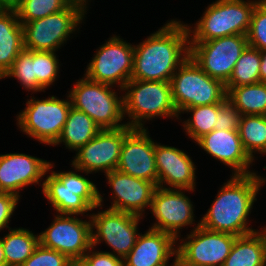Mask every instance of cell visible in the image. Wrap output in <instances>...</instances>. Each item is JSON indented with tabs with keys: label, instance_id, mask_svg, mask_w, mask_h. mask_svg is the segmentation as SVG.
<instances>
[{
	"label": "cell",
	"instance_id": "cell-1",
	"mask_svg": "<svg viewBox=\"0 0 266 266\" xmlns=\"http://www.w3.org/2000/svg\"><path fill=\"white\" fill-rule=\"evenodd\" d=\"M190 56L186 23L166 21L156 32L134 45L131 79L170 82L175 71Z\"/></svg>",
	"mask_w": 266,
	"mask_h": 266
},
{
	"label": "cell",
	"instance_id": "cell-2",
	"mask_svg": "<svg viewBox=\"0 0 266 266\" xmlns=\"http://www.w3.org/2000/svg\"><path fill=\"white\" fill-rule=\"evenodd\" d=\"M221 186L210 208L200 219V226L236 236L258 231L249 223V216L260 191L255 173L230 175V179L227 178Z\"/></svg>",
	"mask_w": 266,
	"mask_h": 266
},
{
	"label": "cell",
	"instance_id": "cell-3",
	"mask_svg": "<svg viewBox=\"0 0 266 266\" xmlns=\"http://www.w3.org/2000/svg\"><path fill=\"white\" fill-rule=\"evenodd\" d=\"M55 166L50 162L41 190L47 204L58 214L90 216L92 209L99 205V189L92 179L85 177L90 173L71 164L70 171H54Z\"/></svg>",
	"mask_w": 266,
	"mask_h": 266
},
{
	"label": "cell",
	"instance_id": "cell-4",
	"mask_svg": "<svg viewBox=\"0 0 266 266\" xmlns=\"http://www.w3.org/2000/svg\"><path fill=\"white\" fill-rule=\"evenodd\" d=\"M122 92L127 126L145 129V122L162 117L179 121L170 82L130 79Z\"/></svg>",
	"mask_w": 266,
	"mask_h": 266
},
{
	"label": "cell",
	"instance_id": "cell-5",
	"mask_svg": "<svg viewBox=\"0 0 266 266\" xmlns=\"http://www.w3.org/2000/svg\"><path fill=\"white\" fill-rule=\"evenodd\" d=\"M259 1H213L194 25L186 24L189 41H209L232 35H247L253 10Z\"/></svg>",
	"mask_w": 266,
	"mask_h": 266
},
{
	"label": "cell",
	"instance_id": "cell-6",
	"mask_svg": "<svg viewBox=\"0 0 266 266\" xmlns=\"http://www.w3.org/2000/svg\"><path fill=\"white\" fill-rule=\"evenodd\" d=\"M76 81L67 91L72 107L86 113L101 129L127 126L121 89L91 81L84 75Z\"/></svg>",
	"mask_w": 266,
	"mask_h": 266
},
{
	"label": "cell",
	"instance_id": "cell-7",
	"mask_svg": "<svg viewBox=\"0 0 266 266\" xmlns=\"http://www.w3.org/2000/svg\"><path fill=\"white\" fill-rule=\"evenodd\" d=\"M65 97L59 99L49 95L45 99L27 98L24 110L16 114L18 129L40 144L53 146L62 133L72 106L67 93Z\"/></svg>",
	"mask_w": 266,
	"mask_h": 266
},
{
	"label": "cell",
	"instance_id": "cell-8",
	"mask_svg": "<svg viewBox=\"0 0 266 266\" xmlns=\"http://www.w3.org/2000/svg\"><path fill=\"white\" fill-rule=\"evenodd\" d=\"M170 85L179 116L187 108L220 104L227 97L225 84L205 73L191 56L175 71Z\"/></svg>",
	"mask_w": 266,
	"mask_h": 266
},
{
	"label": "cell",
	"instance_id": "cell-9",
	"mask_svg": "<svg viewBox=\"0 0 266 266\" xmlns=\"http://www.w3.org/2000/svg\"><path fill=\"white\" fill-rule=\"evenodd\" d=\"M104 195L99 191V205L93 208L90 214L92 246L98 248L97 246L104 242L112 249L111 252H105L124 258L135 246L140 234L138 226L146 217L108 207L103 210ZM94 209H98V212Z\"/></svg>",
	"mask_w": 266,
	"mask_h": 266
},
{
	"label": "cell",
	"instance_id": "cell-10",
	"mask_svg": "<svg viewBox=\"0 0 266 266\" xmlns=\"http://www.w3.org/2000/svg\"><path fill=\"white\" fill-rule=\"evenodd\" d=\"M85 17L76 9H66L44 18L21 23L23 28V45L25 50L60 51L61 47L72 37L80 33Z\"/></svg>",
	"mask_w": 266,
	"mask_h": 266
},
{
	"label": "cell",
	"instance_id": "cell-11",
	"mask_svg": "<svg viewBox=\"0 0 266 266\" xmlns=\"http://www.w3.org/2000/svg\"><path fill=\"white\" fill-rule=\"evenodd\" d=\"M104 42L95 50L83 75L91 81L122 90L132 76L134 43L131 44L116 34Z\"/></svg>",
	"mask_w": 266,
	"mask_h": 266
},
{
	"label": "cell",
	"instance_id": "cell-12",
	"mask_svg": "<svg viewBox=\"0 0 266 266\" xmlns=\"http://www.w3.org/2000/svg\"><path fill=\"white\" fill-rule=\"evenodd\" d=\"M185 191L186 193L194 192V190L169 189L157 186L150 207V213L155 222L150 225V229L165 232L178 240L183 236L181 235L183 228L188 229V227L193 226L192 230H194L200 226V220H195V205H193L190 196L185 194Z\"/></svg>",
	"mask_w": 266,
	"mask_h": 266
},
{
	"label": "cell",
	"instance_id": "cell-13",
	"mask_svg": "<svg viewBox=\"0 0 266 266\" xmlns=\"http://www.w3.org/2000/svg\"><path fill=\"white\" fill-rule=\"evenodd\" d=\"M236 237L199 226L177 240V262L182 266H222Z\"/></svg>",
	"mask_w": 266,
	"mask_h": 266
},
{
	"label": "cell",
	"instance_id": "cell-14",
	"mask_svg": "<svg viewBox=\"0 0 266 266\" xmlns=\"http://www.w3.org/2000/svg\"><path fill=\"white\" fill-rule=\"evenodd\" d=\"M190 56L210 77L226 84L237 60L248 46L247 35H232L209 41H189Z\"/></svg>",
	"mask_w": 266,
	"mask_h": 266
},
{
	"label": "cell",
	"instance_id": "cell-15",
	"mask_svg": "<svg viewBox=\"0 0 266 266\" xmlns=\"http://www.w3.org/2000/svg\"><path fill=\"white\" fill-rule=\"evenodd\" d=\"M55 213L52 223L39 233V244L56 250L70 260L82 259L92 247L91 219Z\"/></svg>",
	"mask_w": 266,
	"mask_h": 266
},
{
	"label": "cell",
	"instance_id": "cell-16",
	"mask_svg": "<svg viewBox=\"0 0 266 266\" xmlns=\"http://www.w3.org/2000/svg\"><path fill=\"white\" fill-rule=\"evenodd\" d=\"M132 129L130 126L102 129L75 151L71 165L90 174L101 172L105 175L116 170L124 138Z\"/></svg>",
	"mask_w": 266,
	"mask_h": 266
},
{
	"label": "cell",
	"instance_id": "cell-17",
	"mask_svg": "<svg viewBox=\"0 0 266 266\" xmlns=\"http://www.w3.org/2000/svg\"><path fill=\"white\" fill-rule=\"evenodd\" d=\"M105 177L111 187L109 209L144 217L146 210H150L157 185L119 170L108 172Z\"/></svg>",
	"mask_w": 266,
	"mask_h": 266
},
{
	"label": "cell",
	"instance_id": "cell-18",
	"mask_svg": "<svg viewBox=\"0 0 266 266\" xmlns=\"http://www.w3.org/2000/svg\"><path fill=\"white\" fill-rule=\"evenodd\" d=\"M49 165V161L25 153L0 154V192L21 198L20 191L29 185L42 188Z\"/></svg>",
	"mask_w": 266,
	"mask_h": 266
},
{
	"label": "cell",
	"instance_id": "cell-19",
	"mask_svg": "<svg viewBox=\"0 0 266 266\" xmlns=\"http://www.w3.org/2000/svg\"><path fill=\"white\" fill-rule=\"evenodd\" d=\"M148 130V128H133L125 136L116 170L157 185L156 141L150 137Z\"/></svg>",
	"mask_w": 266,
	"mask_h": 266
},
{
	"label": "cell",
	"instance_id": "cell-20",
	"mask_svg": "<svg viewBox=\"0 0 266 266\" xmlns=\"http://www.w3.org/2000/svg\"><path fill=\"white\" fill-rule=\"evenodd\" d=\"M155 164L158 172L157 186L195 191L197 166L184 150L156 141Z\"/></svg>",
	"mask_w": 266,
	"mask_h": 266
},
{
	"label": "cell",
	"instance_id": "cell-21",
	"mask_svg": "<svg viewBox=\"0 0 266 266\" xmlns=\"http://www.w3.org/2000/svg\"><path fill=\"white\" fill-rule=\"evenodd\" d=\"M196 144L211 158L232 169L230 175H250L255 172L252 168L255 161L245 151L238 130L214 129Z\"/></svg>",
	"mask_w": 266,
	"mask_h": 266
},
{
	"label": "cell",
	"instance_id": "cell-22",
	"mask_svg": "<svg viewBox=\"0 0 266 266\" xmlns=\"http://www.w3.org/2000/svg\"><path fill=\"white\" fill-rule=\"evenodd\" d=\"M170 258H174L169 264ZM177 261V240L165 232L147 229L123 258L124 266H173Z\"/></svg>",
	"mask_w": 266,
	"mask_h": 266
},
{
	"label": "cell",
	"instance_id": "cell-23",
	"mask_svg": "<svg viewBox=\"0 0 266 266\" xmlns=\"http://www.w3.org/2000/svg\"><path fill=\"white\" fill-rule=\"evenodd\" d=\"M24 49L23 28L13 7L0 8V77Z\"/></svg>",
	"mask_w": 266,
	"mask_h": 266
},
{
	"label": "cell",
	"instance_id": "cell-24",
	"mask_svg": "<svg viewBox=\"0 0 266 266\" xmlns=\"http://www.w3.org/2000/svg\"><path fill=\"white\" fill-rule=\"evenodd\" d=\"M102 129L86 113L71 106L62 133L52 146L61 144L69 151H77L81 146L93 139Z\"/></svg>",
	"mask_w": 266,
	"mask_h": 266
},
{
	"label": "cell",
	"instance_id": "cell-25",
	"mask_svg": "<svg viewBox=\"0 0 266 266\" xmlns=\"http://www.w3.org/2000/svg\"><path fill=\"white\" fill-rule=\"evenodd\" d=\"M222 266H266V238L262 231L237 236Z\"/></svg>",
	"mask_w": 266,
	"mask_h": 266
},
{
	"label": "cell",
	"instance_id": "cell-26",
	"mask_svg": "<svg viewBox=\"0 0 266 266\" xmlns=\"http://www.w3.org/2000/svg\"><path fill=\"white\" fill-rule=\"evenodd\" d=\"M5 231L7 234L1 238L6 265L21 266L39 245V235L23 227H11Z\"/></svg>",
	"mask_w": 266,
	"mask_h": 266
},
{
	"label": "cell",
	"instance_id": "cell-27",
	"mask_svg": "<svg viewBox=\"0 0 266 266\" xmlns=\"http://www.w3.org/2000/svg\"><path fill=\"white\" fill-rule=\"evenodd\" d=\"M227 99L243 115H266V83L225 88Z\"/></svg>",
	"mask_w": 266,
	"mask_h": 266
},
{
	"label": "cell",
	"instance_id": "cell-28",
	"mask_svg": "<svg viewBox=\"0 0 266 266\" xmlns=\"http://www.w3.org/2000/svg\"><path fill=\"white\" fill-rule=\"evenodd\" d=\"M238 132L245 151L254 161L257 154L266 155V115L241 116Z\"/></svg>",
	"mask_w": 266,
	"mask_h": 266
},
{
	"label": "cell",
	"instance_id": "cell-29",
	"mask_svg": "<svg viewBox=\"0 0 266 266\" xmlns=\"http://www.w3.org/2000/svg\"><path fill=\"white\" fill-rule=\"evenodd\" d=\"M190 114L188 119H184L182 122V114ZM217 117V104L196 106L185 109L179 116L185 131V135L188 136L192 142L196 143L201 137L212 132L214 130Z\"/></svg>",
	"mask_w": 266,
	"mask_h": 266
},
{
	"label": "cell",
	"instance_id": "cell-30",
	"mask_svg": "<svg viewBox=\"0 0 266 266\" xmlns=\"http://www.w3.org/2000/svg\"><path fill=\"white\" fill-rule=\"evenodd\" d=\"M260 50L247 46L237 60L225 88H233L260 82Z\"/></svg>",
	"mask_w": 266,
	"mask_h": 266
},
{
	"label": "cell",
	"instance_id": "cell-31",
	"mask_svg": "<svg viewBox=\"0 0 266 266\" xmlns=\"http://www.w3.org/2000/svg\"><path fill=\"white\" fill-rule=\"evenodd\" d=\"M56 52L33 51V63L38 81V92H46L59 78L61 62Z\"/></svg>",
	"mask_w": 266,
	"mask_h": 266
},
{
	"label": "cell",
	"instance_id": "cell-32",
	"mask_svg": "<svg viewBox=\"0 0 266 266\" xmlns=\"http://www.w3.org/2000/svg\"><path fill=\"white\" fill-rule=\"evenodd\" d=\"M20 23L44 18L67 8L64 0H18L13 6Z\"/></svg>",
	"mask_w": 266,
	"mask_h": 266
},
{
	"label": "cell",
	"instance_id": "cell-33",
	"mask_svg": "<svg viewBox=\"0 0 266 266\" xmlns=\"http://www.w3.org/2000/svg\"><path fill=\"white\" fill-rule=\"evenodd\" d=\"M6 78L16 79L21 87L24 88L23 90L28 91V93H38V81L33 63V50L23 49L19 53L11 68L2 77V80Z\"/></svg>",
	"mask_w": 266,
	"mask_h": 266
},
{
	"label": "cell",
	"instance_id": "cell-34",
	"mask_svg": "<svg viewBox=\"0 0 266 266\" xmlns=\"http://www.w3.org/2000/svg\"><path fill=\"white\" fill-rule=\"evenodd\" d=\"M247 40L248 46L266 50V0H260L253 10Z\"/></svg>",
	"mask_w": 266,
	"mask_h": 266
},
{
	"label": "cell",
	"instance_id": "cell-35",
	"mask_svg": "<svg viewBox=\"0 0 266 266\" xmlns=\"http://www.w3.org/2000/svg\"><path fill=\"white\" fill-rule=\"evenodd\" d=\"M70 261L64 254L39 244L21 266H68Z\"/></svg>",
	"mask_w": 266,
	"mask_h": 266
},
{
	"label": "cell",
	"instance_id": "cell-36",
	"mask_svg": "<svg viewBox=\"0 0 266 266\" xmlns=\"http://www.w3.org/2000/svg\"><path fill=\"white\" fill-rule=\"evenodd\" d=\"M241 114L227 97L217 104L215 130H238Z\"/></svg>",
	"mask_w": 266,
	"mask_h": 266
},
{
	"label": "cell",
	"instance_id": "cell-37",
	"mask_svg": "<svg viewBox=\"0 0 266 266\" xmlns=\"http://www.w3.org/2000/svg\"><path fill=\"white\" fill-rule=\"evenodd\" d=\"M20 198L15 194L8 192H0V232H5V229L11 228V218L18 208ZM17 207V208H16Z\"/></svg>",
	"mask_w": 266,
	"mask_h": 266
},
{
	"label": "cell",
	"instance_id": "cell-38",
	"mask_svg": "<svg viewBox=\"0 0 266 266\" xmlns=\"http://www.w3.org/2000/svg\"><path fill=\"white\" fill-rule=\"evenodd\" d=\"M88 266H124L123 258L91 247L82 258Z\"/></svg>",
	"mask_w": 266,
	"mask_h": 266
},
{
	"label": "cell",
	"instance_id": "cell-39",
	"mask_svg": "<svg viewBox=\"0 0 266 266\" xmlns=\"http://www.w3.org/2000/svg\"><path fill=\"white\" fill-rule=\"evenodd\" d=\"M64 1L67 7L76 9L85 18L87 17L86 15L88 14L87 11H89L91 0H64Z\"/></svg>",
	"mask_w": 266,
	"mask_h": 266
},
{
	"label": "cell",
	"instance_id": "cell-40",
	"mask_svg": "<svg viewBox=\"0 0 266 266\" xmlns=\"http://www.w3.org/2000/svg\"><path fill=\"white\" fill-rule=\"evenodd\" d=\"M261 63H260V82L266 83V50L260 51Z\"/></svg>",
	"mask_w": 266,
	"mask_h": 266
},
{
	"label": "cell",
	"instance_id": "cell-41",
	"mask_svg": "<svg viewBox=\"0 0 266 266\" xmlns=\"http://www.w3.org/2000/svg\"><path fill=\"white\" fill-rule=\"evenodd\" d=\"M254 173L257 178L259 190H261L266 185V177L262 176V174L259 175L258 171L257 172L255 171Z\"/></svg>",
	"mask_w": 266,
	"mask_h": 266
},
{
	"label": "cell",
	"instance_id": "cell-42",
	"mask_svg": "<svg viewBox=\"0 0 266 266\" xmlns=\"http://www.w3.org/2000/svg\"><path fill=\"white\" fill-rule=\"evenodd\" d=\"M0 266H7L6 265V258L3 251V245H2V238L0 236Z\"/></svg>",
	"mask_w": 266,
	"mask_h": 266
},
{
	"label": "cell",
	"instance_id": "cell-43",
	"mask_svg": "<svg viewBox=\"0 0 266 266\" xmlns=\"http://www.w3.org/2000/svg\"><path fill=\"white\" fill-rule=\"evenodd\" d=\"M68 266H88L83 259L71 260Z\"/></svg>",
	"mask_w": 266,
	"mask_h": 266
},
{
	"label": "cell",
	"instance_id": "cell-44",
	"mask_svg": "<svg viewBox=\"0 0 266 266\" xmlns=\"http://www.w3.org/2000/svg\"><path fill=\"white\" fill-rule=\"evenodd\" d=\"M18 0H0L2 7H12Z\"/></svg>",
	"mask_w": 266,
	"mask_h": 266
},
{
	"label": "cell",
	"instance_id": "cell-45",
	"mask_svg": "<svg viewBox=\"0 0 266 266\" xmlns=\"http://www.w3.org/2000/svg\"><path fill=\"white\" fill-rule=\"evenodd\" d=\"M260 230L262 231V233L264 234L265 238H266V226H262L260 227Z\"/></svg>",
	"mask_w": 266,
	"mask_h": 266
},
{
	"label": "cell",
	"instance_id": "cell-46",
	"mask_svg": "<svg viewBox=\"0 0 266 266\" xmlns=\"http://www.w3.org/2000/svg\"><path fill=\"white\" fill-rule=\"evenodd\" d=\"M173 266H182V265L176 261Z\"/></svg>",
	"mask_w": 266,
	"mask_h": 266
}]
</instances>
